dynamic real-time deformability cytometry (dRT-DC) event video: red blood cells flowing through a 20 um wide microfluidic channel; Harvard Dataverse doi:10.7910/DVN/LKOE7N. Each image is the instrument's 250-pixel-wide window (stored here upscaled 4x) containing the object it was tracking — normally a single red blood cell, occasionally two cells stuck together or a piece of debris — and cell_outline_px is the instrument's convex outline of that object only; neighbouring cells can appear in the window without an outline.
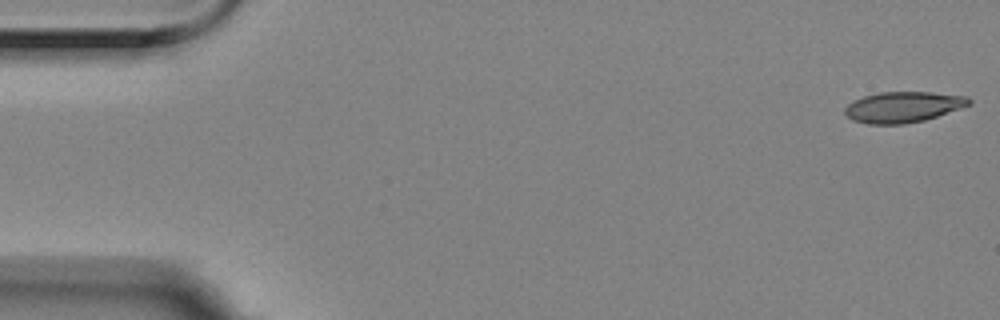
{"species": "Egyptian fruit bat (a non-hibernating species)", "species_latin": "Rousettus aegyptiacus", "temperature_condition": "room temperature", "stored_images_in_passage": 56, "camera_frame_rate_fps": 3000, "um_per_image_px": 0.085, "animal": {"sex": "female"}, "frame": {"image": 1, "passage_image": 1, "time_ms": 0.0, "image_size_px": [1000, 320], "cell_outline_px": [[972, 104], [924, 120], [904, 124], [868, 124], [852, 120], [844, 112], [844, 108], [852, 100], [864, 96], [880, 92], [932, 92], [968, 96], [972, 100]], "centroid_in_image_um": [76.76, 9.09], "position_along_channel_um": 8.2, "area_um2": 22.31}}
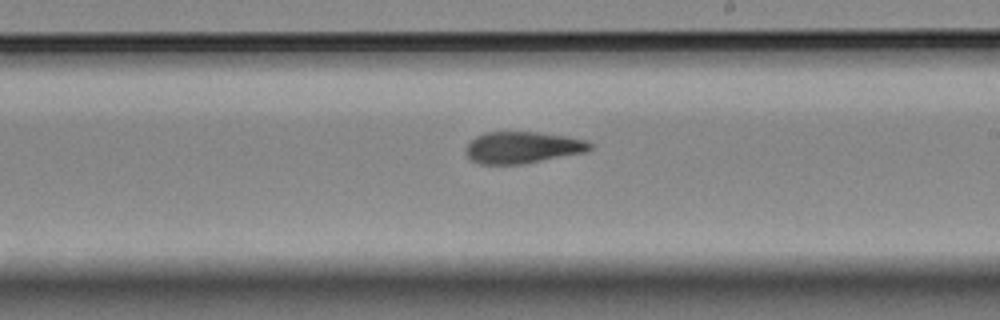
{"frame": {"image": 2, "passage_image": 32, "time_ms": 10.333, "image_size_px": [1000, 320], "cell_outline_px": [[592, 148], [584, 152], [520, 164], [476, 164], [468, 156], [468, 144], [476, 136], [484, 132], [540, 132], [568, 136], [588, 140], [592, 144]], "centroid_in_image_um": [44.44, 12.52], "position_along_channel_um": 244.6, "area_um2": 22.72}}
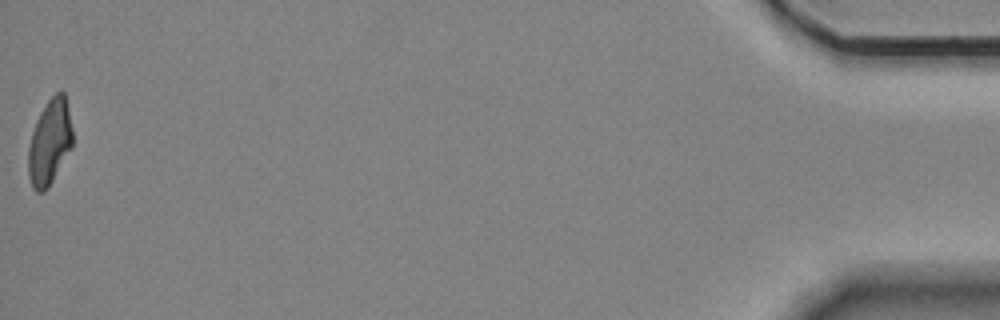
{"frame": {"image": 3, "passage_image": 56, "time_ms": 18.333, "image_size_px": [1000, 320], "cell_outline_px": [[72, 148], [48, 188], [44, 192], [36, 192], [32, 188], [28, 176], [28, 148], [32, 132], [36, 120], [40, 112], [48, 100], [56, 92], [64, 92], [68, 104], [72, 128]], "centroid_in_image_um": [4.22, 12.1], "position_along_channel_um": 431.0, "area_um2": 22.25}, "authors_computed_cell_mechanics": {"area_um2": 23.1778, "velocity_mm_per_s": 3.534, "shape_relaxation_time_tau1_ms": null, "shape_relaxation_time_tau2_ms": 4.1565, "deformation_change_tau1": null, "deformation_change_tau2": 0.1272}}